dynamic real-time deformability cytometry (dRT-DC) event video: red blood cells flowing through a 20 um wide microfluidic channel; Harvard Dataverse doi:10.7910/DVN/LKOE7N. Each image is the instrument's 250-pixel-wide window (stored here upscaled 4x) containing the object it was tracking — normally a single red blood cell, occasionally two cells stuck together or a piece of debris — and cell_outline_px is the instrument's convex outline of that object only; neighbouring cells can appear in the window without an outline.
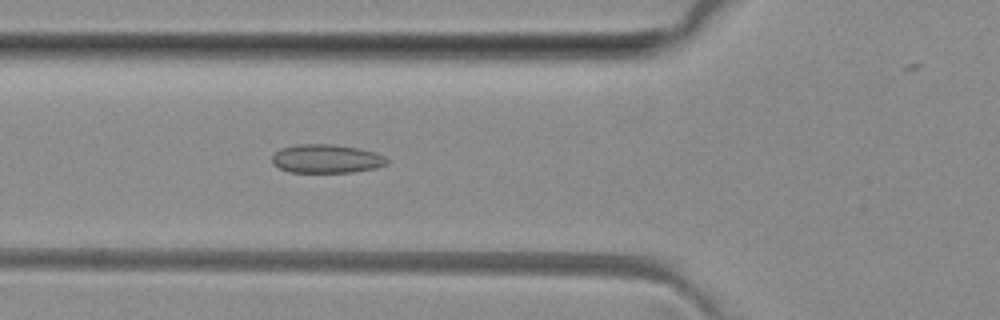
{"species": "common noctule bat (a hibernating species)", "species_latin": "Nyctalus noctula", "temperature_condition": "room temperature", "stored_images_in_passage": 6, "camera_frame_rate_fps": 3000, "um_per_image_px": 0.085, "animal": {"sex": "female", "body_mass_g": 29.2, "forearm_length_mm": 56.3}, "frame": {"image": 1, "passage_image": 6, "time_ms": 5.667, "image_size_px": [1000, 320], "cell_outline_px": [[388, 164], [376, 168], [352, 172], [288, 172], [272, 164], [272, 156], [280, 148], [296, 144], [332, 144], [360, 148], [376, 152], [384, 156], [388, 160]], "centroid_in_image_um": [27.75, 13.49], "position_along_channel_um": 98.0, "area_um2": 19.36}}